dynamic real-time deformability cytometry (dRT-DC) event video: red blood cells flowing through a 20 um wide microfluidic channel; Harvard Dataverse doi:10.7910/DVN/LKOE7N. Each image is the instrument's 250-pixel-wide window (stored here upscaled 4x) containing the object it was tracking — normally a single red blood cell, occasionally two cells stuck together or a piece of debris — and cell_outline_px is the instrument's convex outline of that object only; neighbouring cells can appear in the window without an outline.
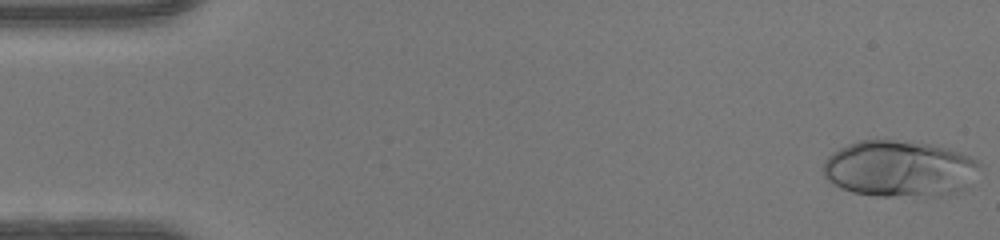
{"species": "human", "species_latin": "Homo sapiens", "temperature_condition": "warm", "stored_images_in_passage": 49, "camera_frame_rate_fps": 3000, "um_per_image_px": 0.085, "donor": {"sex": "female"}, "frame": {"image": 1, "passage_image": 1, "time_ms": 0.0, "image_size_px": [1000, 240], "cell_outline_px": [[980, 168], [968, 188], [956, 192], [940, 196], [876, 196], [852, 192], [840, 188], [828, 180], [824, 176], [824, 160], [832, 152], [848, 144], [860, 140], [912, 140], [948, 148], [960, 152], [976, 160], [980, 164]], "centroid_in_image_um": [76.48, 14.34], "position_along_channel_um": 8.5, "area_um2": 51.96}}
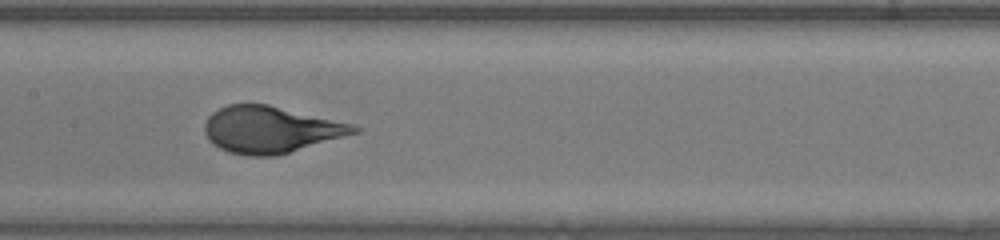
{"frame": {"image": 2, "passage_image": 24, "time_ms": 7.667, "image_size_px": [1000, 240], "cell_outline_px": [[364, 128], [360, 132], [276, 156], [248, 156], [228, 152], [212, 144], [208, 140], [204, 132], [204, 124], [208, 116], [212, 112], [228, 104], [268, 104], [352, 124]], "centroid_in_image_um": [22.98, 11.02], "position_along_channel_um": 184.4, "area_um2": 40.69}}
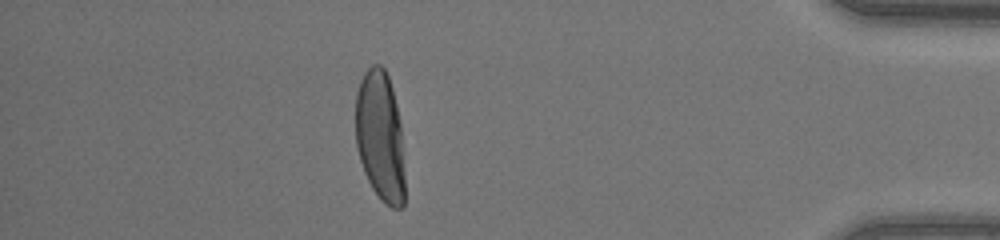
{"frame": {"image": 3, "passage_image": 43, "time_ms": 14.0, "image_size_px": [1000, 240], "cell_outline_px": [[404, 204], [400, 208], [392, 208], [384, 204], [380, 200], [372, 188], [364, 172], [356, 148], [356, 92], [360, 80], [364, 72], [372, 64], [380, 64], [384, 68], [388, 76], [392, 88], [396, 104], [400, 124], [404, 176]], "centroid_in_image_um": [32.3, 11.6], "position_along_channel_um": 402.9, "area_um2": 37.51}, "authors_computed_cell_mechanics": {"area_um2": 41.327, "velocity_mm_per_s": 4.1804, "shape_relaxation_time_tau1_ms": 3.834, "shape_relaxation_time_tau2_ms": null, "deformation_change_tau1": 0.2771, "deformation_change_tau2": null}}